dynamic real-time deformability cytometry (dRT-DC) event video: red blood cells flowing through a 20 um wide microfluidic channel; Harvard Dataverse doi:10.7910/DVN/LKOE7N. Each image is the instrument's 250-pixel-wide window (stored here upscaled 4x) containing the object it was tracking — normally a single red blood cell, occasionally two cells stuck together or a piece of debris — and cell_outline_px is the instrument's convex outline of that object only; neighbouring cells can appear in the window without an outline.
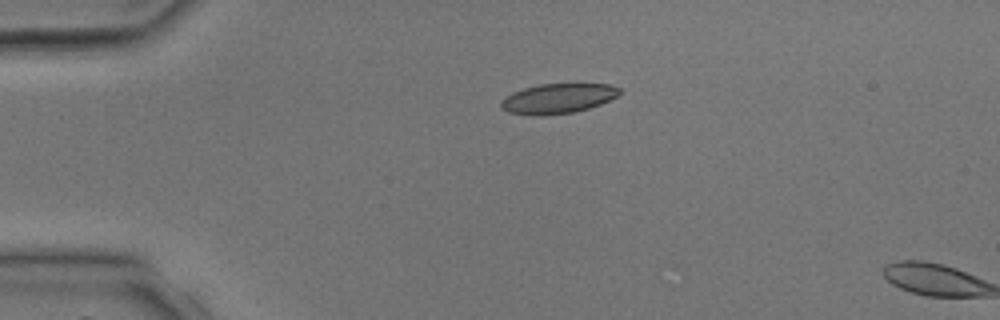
{"species": "common noctule bat (a hibernating species)", "species_latin": "Nyctalus noctula", "temperature_condition": "room temperature", "stored_images_in_passage": 2, "camera_frame_rate_fps": 3000, "um_per_image_px": 0.085, "animal": {"sex": "male", "body_mass_g": 17.9, "forearm_length_mm": 54.2}, "frame": {"image": 1, "passage_image": 1, "time_ms": 0.0, "image_size_px": [1000, 320], "cell_outline_px": [[624, 92], [600, 104], [576, 112], [544, 116], [536, 116], [508, 112], [500, 108], [500, 100], [512, 92], [524, 88], [540, 84], [612, 84], [620, 88]], "centroid_in_image_um": [47.41, 8.38], "position_along_channel_um": 37.6, "area_um2": 20.87}}